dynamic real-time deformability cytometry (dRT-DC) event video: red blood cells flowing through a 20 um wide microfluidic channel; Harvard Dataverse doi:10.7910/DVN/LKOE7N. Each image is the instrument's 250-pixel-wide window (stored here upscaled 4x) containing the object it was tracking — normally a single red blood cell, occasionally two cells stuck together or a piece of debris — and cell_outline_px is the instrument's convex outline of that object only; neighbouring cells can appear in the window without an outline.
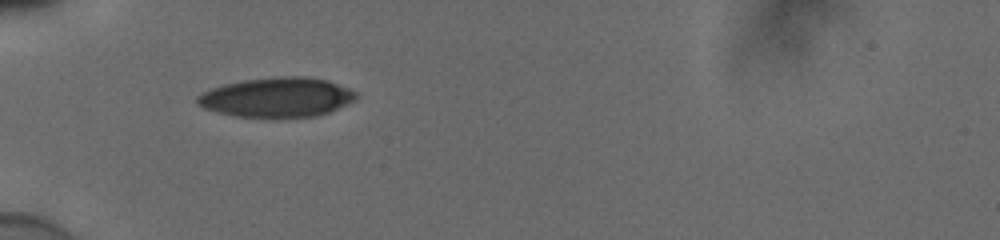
{"species": "human", "species_latin": "Homo sapiens", "temperature_condition": "cold", "stored_images_in_passage": 36, "camera_frame_rate_fps": 3000, "um_per_image_px": 0.085, "donor": {"sex": "male"}, "frame": {"image": 1, "passage_image": 1, "time_ms": 0.0, "image_size_px": [1000, 240], "cell_outline_px": [[356, 100], [328, 112], [316, 116], [236, 116], [204, 108], [196, 100], [196, 96], [212, 88], [224, 84], [244, 80], [280, 76], [304, 76], [328, 80], [348, 88], [356, 92]], "centroid_in_image_um": [23.57, 8.25], "position_along_channel_um": 61.4, "area_um2": 36.01}}
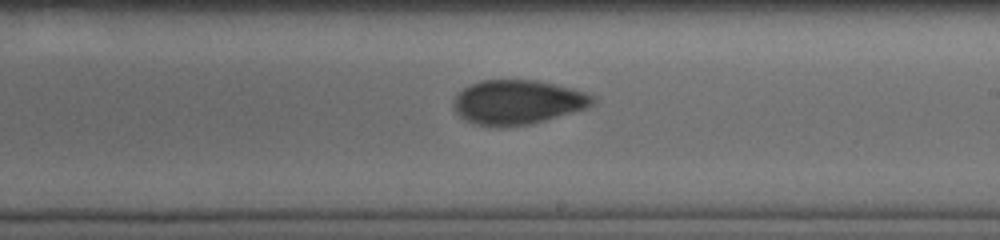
{"frame": {"image": 2, "passage_image": 16, "time_ms": 5.0, "image_size_px": [1000, 240], "cell_outline_px": [[596, 100], [588, 108], [544, 120], [528, 124], [504, 128], [496, 128], [476, 124], [464, 120], [456, 112], [452, 104], [452, 100], [464, 88], [480, 80], [536, 80], [572, 88], [596, 96]], "centroid_in_image_um": [43.99, 8.7], "position_along_channel_um": 245.0, "area_um2": 36.18}}
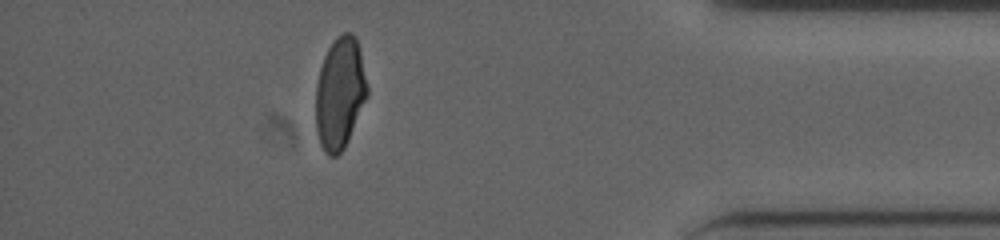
{"frame": {"image": 3, "passage_image": 31, "time_ms": 10.0, "image_size_px": [1000, 240], "cell_outline_px": [[368, 96], [348, 140], [344, 148], [336, 156], [328, 156], [324, 152], [320, 144], [316, 132], [316, 84], [320, 68], [324, 56], [328, 48], [336, 36], [344, 32], [352, 32], [356, 36], [360, 52], [368, 88]], "centroid_in_image_um": [28.88, 7.92], "position_along_channel_um": 406.3, "area_um2": 33.7}, "authors_computed_cell_mechanics": {"area_um2": 35.4025, "velocity_mm_per_s": 3.8718, "shape_relaxation_time_tau1_ms": 4.9823, "shape_relaxation_time_tau2_ms": 2.453, "deformation_change_tau1": 0.1326, "deformation_change_tau2": 0.0726}}